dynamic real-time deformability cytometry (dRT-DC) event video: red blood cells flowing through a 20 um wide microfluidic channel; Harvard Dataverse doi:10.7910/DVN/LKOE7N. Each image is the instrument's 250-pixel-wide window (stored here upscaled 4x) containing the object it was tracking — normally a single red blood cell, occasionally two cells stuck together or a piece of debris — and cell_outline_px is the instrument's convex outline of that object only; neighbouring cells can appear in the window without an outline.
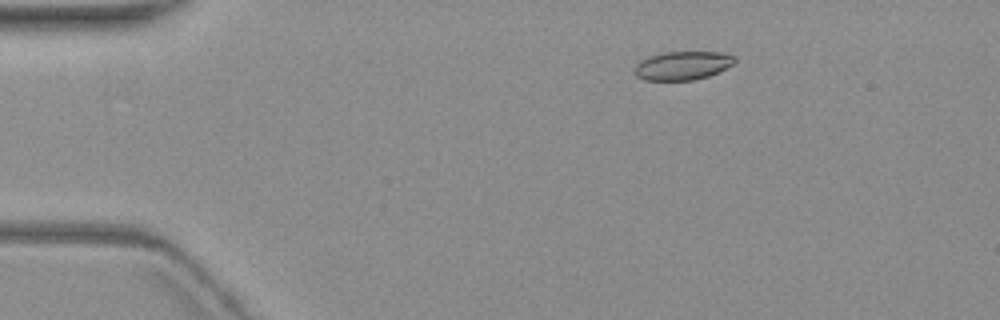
{"species": "common noctule bat (a hibernating species)", "species_latin": "Nyctalus noctula", "temperature_condition": "warm", "stored_images_in_passage": 11, "camera_frame_rate_fps": 3000, "um_per_image_px": 0.085, "animal": {"sex": "female", "body_mass_g": 19.3, "forearm_length_mm": 54.1}, "frame": {"image": 1, "passage_image": 3, "time_ms": 2.667, "image_size_px": [1000, 320], "cell_outline_px": [[736, 60], [732, 64], [708, 76], [692, 80], [644, 80], [636, 76], [636, 64], [640, 60], [648, 56], [664, 52], [728, 52], [736, 56]], "centroid_in_image_um": [58.03, 5.55], "position_along_channel_um": 27.0, "area_um2": 16.65}}
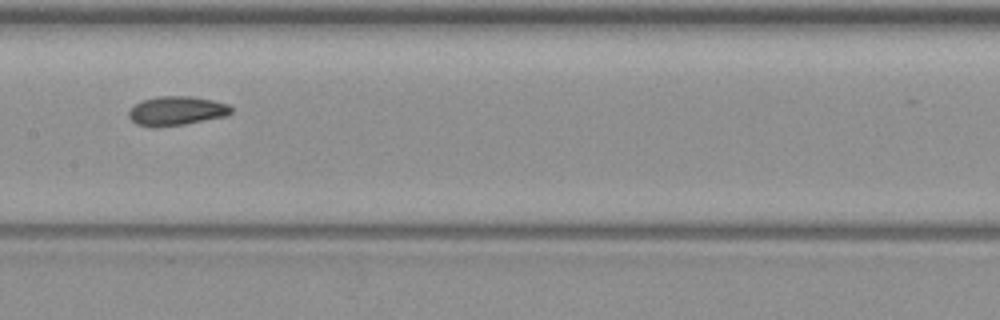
{"frame": {"image": 2, "passage_image": 8, "time_ms": 9.333, "image_size_px": [1000, 320], "cell_outline_px": [[232, 112], [224, 116], [184, 124], [136, 124], [128, 116], [128, 112], [132, 104], [140, 100], [156, 96], [192, 96], [212, 100], [228, 104], [232, 108]], "centroid_in_image_um": [14.99, 9.36], "position_along_channel_um": 192.4, "area_um2": 16.88}}
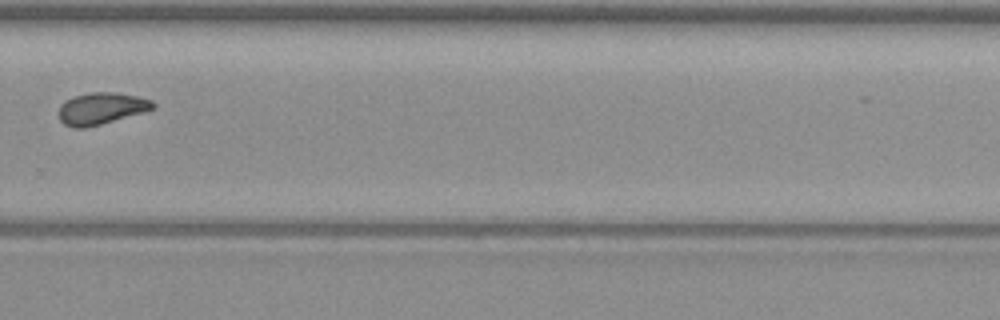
{"frame": {"image": 3, "passage_image": 11, "time_ms": 13.0, "image_size_px": [1000, 320], "cell_outline_px": [[156, 108], [144, 112], [100, 124], [84, 128], [72, 128], [64, 124], [60, 120], [60, 104], [76, 96], [92, 92], [116, 92], [136, 96], [152, 100], [156, 104]], "centroid_in_image_um": [8.64, 9.22], "position_along_channel_um": 321.2, "area_um2": 17.28}}